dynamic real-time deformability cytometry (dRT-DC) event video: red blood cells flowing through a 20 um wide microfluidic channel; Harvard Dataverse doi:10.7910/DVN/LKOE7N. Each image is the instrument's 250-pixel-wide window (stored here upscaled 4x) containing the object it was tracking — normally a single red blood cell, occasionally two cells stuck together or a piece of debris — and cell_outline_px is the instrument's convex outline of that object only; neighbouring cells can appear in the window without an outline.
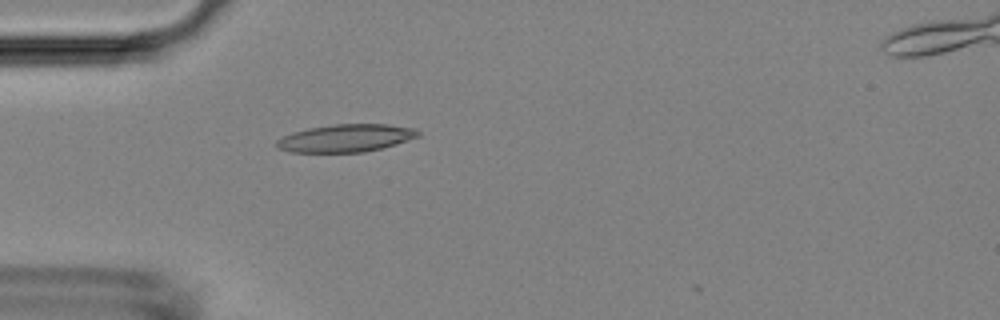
{"species": "Egyptian fruit bat (a non-hibernating species)", "species_latin": "Rousettus aegyptiacus", "temperature_condition": "room temperature", "stored_images_in_passage": 5, "camera_frame_rate_fps": 3000, "um_per_image_px": 0.085, "animal": {"sex": "female"}, "frame": {"image": 1, "passage_image": 4, "time_ms": 4.0, "image_size_px": [1000, 320], "cell_outline_px": [[420, 136], [396, 144], [364, 152], [288, 152], [276, 148], [276, 140], [292, 132], [308, 128], [332, 124], [388, 124], [416, 128], [420, 132]], "centroid_in_image_um": [29.39, 11.73], "position_along_channel_um": 55.6, "area_um2": 22.95}}